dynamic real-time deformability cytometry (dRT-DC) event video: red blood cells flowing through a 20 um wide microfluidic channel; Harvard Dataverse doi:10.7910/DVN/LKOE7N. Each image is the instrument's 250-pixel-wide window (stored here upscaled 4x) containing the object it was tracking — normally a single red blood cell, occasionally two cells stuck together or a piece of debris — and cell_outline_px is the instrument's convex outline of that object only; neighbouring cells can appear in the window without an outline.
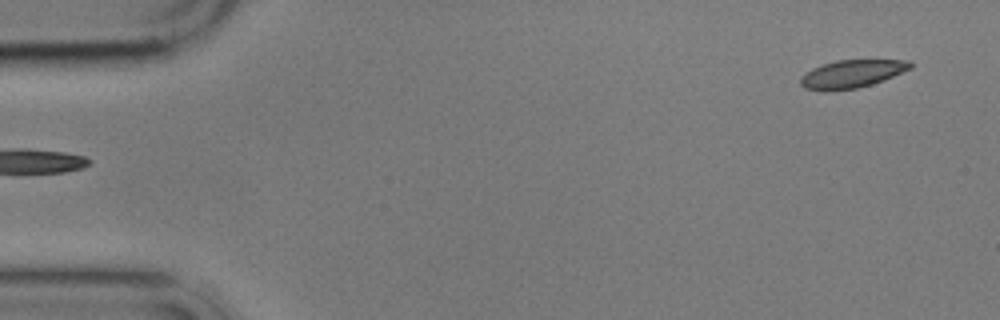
{"species": "common noctule bat (a hibernating species)", "species_latin": "Nyctalus noctula", "temperature_condition": "cold", "stored_images_in_passage": 6, "segment_of_instrument_passage": [2, 2], "camera_frame_rate_fps": 3000, "um_per_image_px": 0.085, "animal": {"sex": "male", "body_mass_g": 17.9}, "frame": {"image": 1, "passage_image": 6, "time_ms": 6.0, "image_size_px": [1000, 320], "cell_outline_px": [[912, 68], [884, 80], [872, 84], [856, 88], [804, 88], [800, 84], [800, 76], [812, 68], [836, 60], [908, 60], [912, 64]], "centroid_in_image_um": [72.46, 6.23], "position_along_channel_um": 12.5, "area_um2": 17.22}}